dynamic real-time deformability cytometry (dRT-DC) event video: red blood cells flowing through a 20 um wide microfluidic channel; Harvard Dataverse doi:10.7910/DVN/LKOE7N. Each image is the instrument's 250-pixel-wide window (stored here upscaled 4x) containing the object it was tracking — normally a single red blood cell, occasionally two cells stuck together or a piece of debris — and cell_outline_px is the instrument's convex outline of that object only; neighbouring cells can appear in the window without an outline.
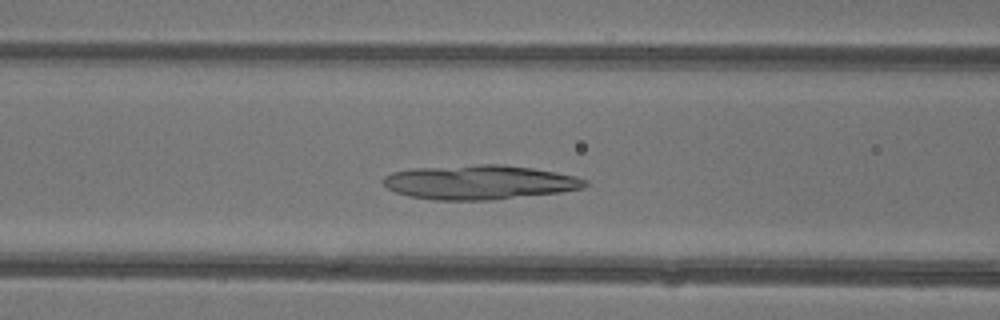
{"species": "common noctule bat (a hibernating species)", "species_latin": "Nyctalus noctula", "temperature_condition": "warm", "stored_images_in_passage": 33, "camera_frame_rate_fps": 3000, "um_per_image_px": 0.085, "animal": {"sex": "female"}, "frame": {"image": 1, "passage_image": 6, "time_ms": 1.667, "image_size_px": [1000, 320], "cell_outline_px": [[588, 184], [584, 188], [560, 192], [492, 200], [436, 200], [408, 196], [396, 192], [388, 188], [384, 184], [384, 176], [392, 172], [412, 168], [480, 164], [500, 164], [532, 168], [556, 172], [576, 176], [588, 180]], "centroid_in_image_um": [40.77, 15.49], "position_along_channel_um": 125.8, "area_um2": 40.46}}
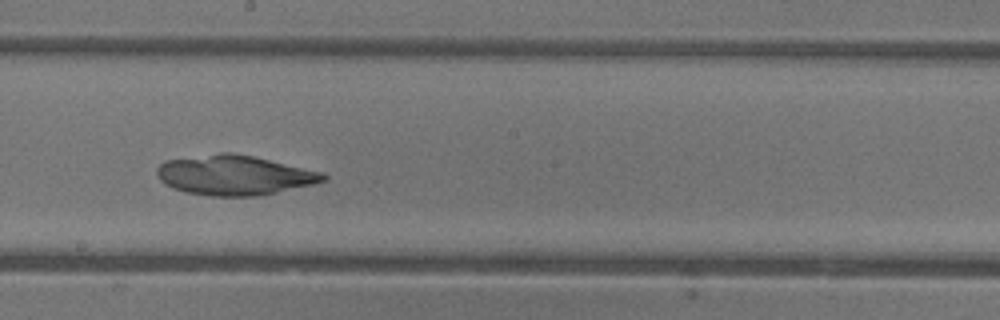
{"frame": {"image": 2, "passage_image": 13, "time_ms": 4.0, "image_size_px": [1000, 320], "cell_outline_px": [[328, 180], [312, 184], [276, 192], [256, 196], [212, 196], [184, 192], [172, 188], [164, 184], [160, 180], [156, 172], [156, 168], [164, 160], [220, 152], [232, 152], [252, 156], [324, 172], [328, 176]], "centroid_in_image_um": [19.89, 14.88], "position_along_channel_um": 228.3, "area_um2": 38.73}}
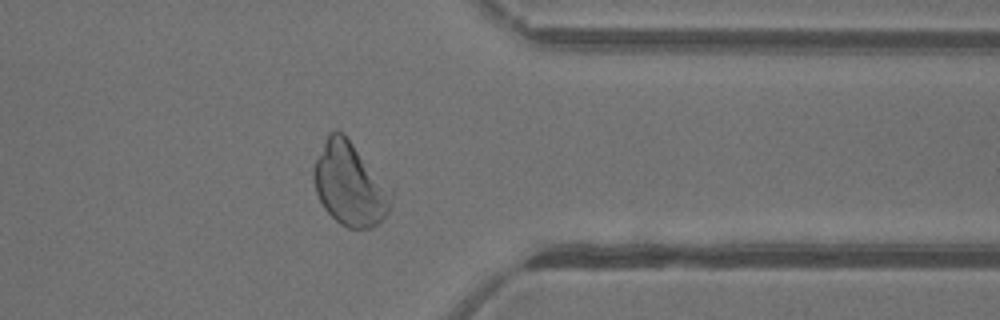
{"frame": {"image": 3, "passage_image": 24, "time_ms": 7.667, "image_size_px": [1000, 320], "cell_outline_px": [[392, 196], [388, 212], [372, 228], [348, 228], [340, 224], [324, 208], [316, 192], [312, 176], [312, 168], [328, 132], [340, 132], [352, 144], [392, 192]], "centroid_in_image_um": [29.68, 15.69], "position_along_channel_um": 381.7, "area_um2": 36.47}}